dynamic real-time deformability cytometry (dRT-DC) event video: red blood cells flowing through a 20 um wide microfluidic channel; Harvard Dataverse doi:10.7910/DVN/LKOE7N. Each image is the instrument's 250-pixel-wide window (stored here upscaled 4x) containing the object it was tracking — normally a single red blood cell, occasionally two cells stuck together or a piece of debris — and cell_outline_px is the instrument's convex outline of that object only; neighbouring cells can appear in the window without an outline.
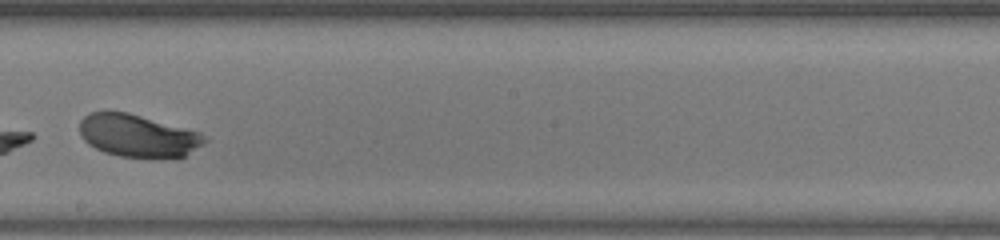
{"species": "human", "species_latin": "Homo sapiens", "temperature_condition": "warm", "stored_images_in_passage": 36, "segment_of_instrument_passage": [2, 2], "camera_frame_rate_fps": 3000, "um_per_image_px": 0.085, "donor": {"sex": "female"}, "frame": {"image": 1, "passage_image": 21, "time_ms": 6.667, "image_size_px": [1000, 240], "cell_outline_px": [[208, 140], [204, 144], [184, 156], [176, 160], [152, 160], [120, 156], [104, 152], [88, 144], [80, 136], [80, 120], [88, 112], [128, 112], [200, 132]], "centroid_in_image_um": [11.76, 11.58], "position_along_channel_um": 236.4, "area_um2": 31.79}}